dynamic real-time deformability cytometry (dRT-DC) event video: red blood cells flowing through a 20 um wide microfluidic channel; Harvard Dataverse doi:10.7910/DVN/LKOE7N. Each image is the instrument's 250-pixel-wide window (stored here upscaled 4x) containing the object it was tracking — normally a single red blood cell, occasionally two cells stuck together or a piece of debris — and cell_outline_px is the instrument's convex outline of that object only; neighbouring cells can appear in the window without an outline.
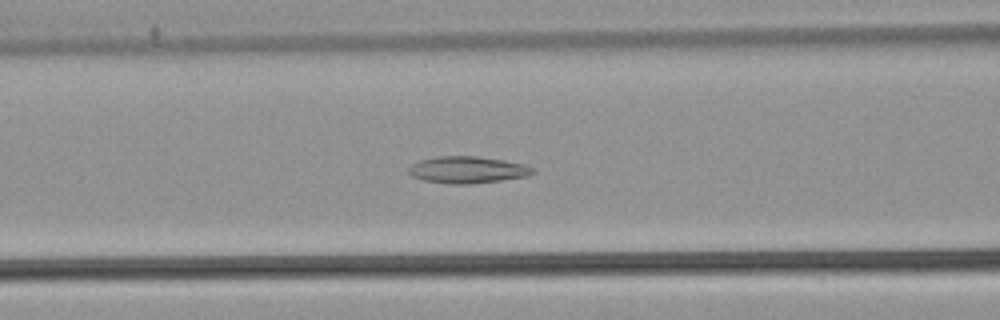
{"species": "common noctule bat (a hibernating species)", "species_latin": "Nyctalus noctula", "temperature_condition": "warm", "stored_images_in_passage": 41, "camera_frame_rate_fps": 3000, "um_per_image_px": 0.085, "animal": {"sex": "male", "body_mass_g": 21.5, "forearm_length_mm": 52.0}, "frame": {"image": 1, "passage_image": 14, "time_ms": 4.333, "image_size_px": [1000, 320], "cell_outline_px": [[536, 172], [524, 176], [500, 180], [472, 184], [452, 184], [424, 180], [412, 176], [408, 172], [408, 168], [412, 164], [420, 160], [436, 156], [476, 156], [504, 160], [524, 164], [536, 168]], "centroid_in_image_um": [39.73, 14.42], "position_along_channel_um": 126.9, "area_um2": 19.36}}
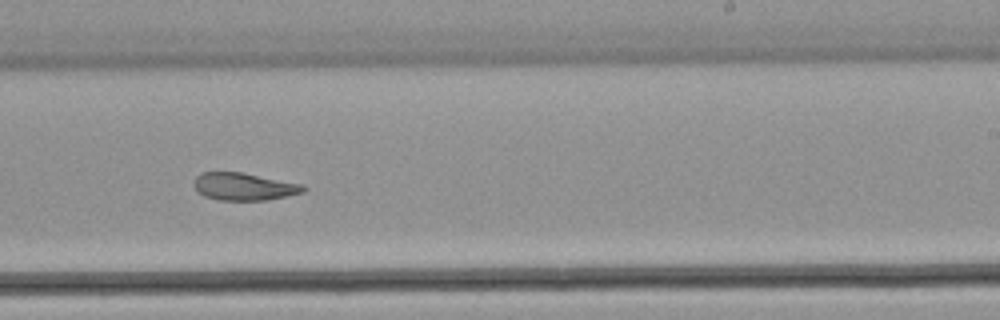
{"frame": {"image": 2, "passage_image": 25, "time_ms": 8.0, "image_size_px": [1000, 320], "cell_outline_px": [[308, 188], [304, 192], [268, 200], [220, 200], [204, 196], [196, 192], [192, 184], [196, 176], [200, 172], [240, 172], [304, 184]], "centroid_in_image_um": [20.72, 15.86], "position_along_channel_um": 268.3, "area_um2": 17.74}}
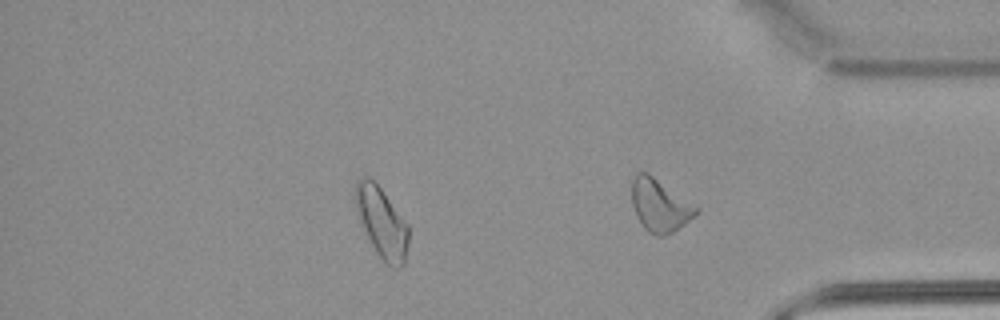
{"frame": {"image": 3, "passage_image": 34, "time_ms": 11.0, "image_size_px": [1000, 320], "cell_outline_px": [[408, 244], [404, 264], [400, 268], [392, 268], [384, 264], [376, 252], [360, 224], [356, 208], [356, 180], [360, 176], [368, 176], [380, 188], [408, 224]], "centroid_in_image_um": [32.45, 18.95], "position_along_channel_um": 402.8, "area_um2": 21.79}, "authors_computed_cell_mechanics": {"area_um2": 20.0566, "velocity_mm_per_s": 3.8719, "shape_relaxation_time_tau1_ms": null, "shape_relaxation_time_tau2_ms": 5.6425, "deformation_change_tau1": null, "deformation_change_tau2": 0.1549}}